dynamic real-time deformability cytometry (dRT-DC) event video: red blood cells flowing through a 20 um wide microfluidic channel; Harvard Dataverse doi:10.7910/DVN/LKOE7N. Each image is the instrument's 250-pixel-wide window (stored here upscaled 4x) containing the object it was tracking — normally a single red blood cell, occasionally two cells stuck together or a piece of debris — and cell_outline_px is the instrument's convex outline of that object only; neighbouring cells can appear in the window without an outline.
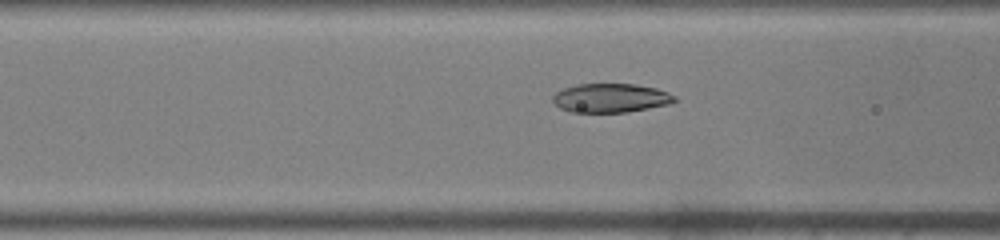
{"species": "common noctule bat (a hibernating species)", "species_latin": "Nyctalus noctula", "temperature_condition": "warm", "stored_images_in_passage": 52, "camera_frame_rate_fps": 3000, "um_per_image_px": 0.085, "animal": {"sex": "male", "body_mass_g": 19.0, "forearm_length_mm": 50.8}, "frame": {"image": 1, "passage_image": 21, "time_ms": 6.667, "image_size_px": [1000, 240], "cell_outline_px": [[676, 100], [668, 104], [628, 112], [572, 112], [560, 108], [552, 100], [552, 96], [556, 92], [564, 88], [576, 84], [636, 84], [656, 88], [668, 92], [676, 96]], "centroid_in_image_um": [51.9, 8.32], "position_along_channel_um": 114.7, "area_um2": 20.52}}
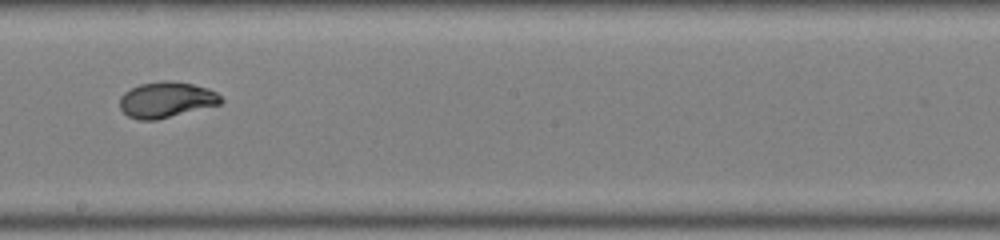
{"frame": {"image": 2, "passage_image": 30, "time_ms": 9.667, "image_size_px": [1000, 240], "cell_outline_px": [[224, 100], [220, 104], [156, 120], [140, 120], [128, 116], [120, 108], [120, 96], [124, 92], [140, 84], [164, 80], [192, 84], [208, 88], [216, 92]], "centroid_in_image_um": [14.13, 8.48], "position_along_channel_um": 234.1, "area_um2": 20.92}}
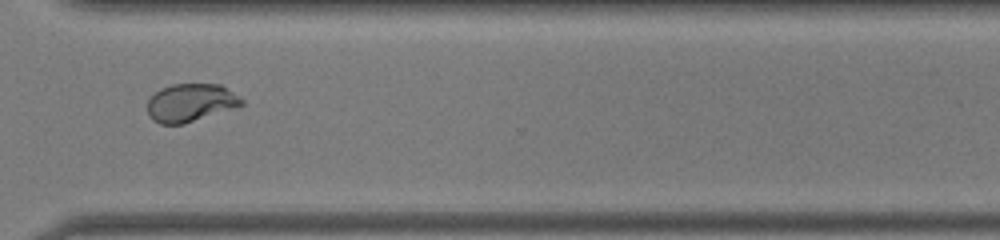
{"frame": {"image": 3, "passage_image": 39, "time_ms": 12.667, "image_size_px": [1000, 240], "cell_outline_px": [[244, 104], [184, 124], [160, 124], [152, 120], [148, 116], [148, 100], [160, 88], [172, 84], [220, 84], [244, 100]], "centroid_in_image_um": [16.16, 8.73], "position_along_channel_um": 354.4, "area_um2": 20.69}, "authors_computed_cell_mechanics": {"area_um2": 22.3686, "velocity_mm_per_s": 3.9887, "shape_relaxation_time_tau1_ms": 5.5312, "shape_relaxation_time_tau2_ms": null, "deformation_change_tau1": 0.2262, "deformation_change_tau2": null}}